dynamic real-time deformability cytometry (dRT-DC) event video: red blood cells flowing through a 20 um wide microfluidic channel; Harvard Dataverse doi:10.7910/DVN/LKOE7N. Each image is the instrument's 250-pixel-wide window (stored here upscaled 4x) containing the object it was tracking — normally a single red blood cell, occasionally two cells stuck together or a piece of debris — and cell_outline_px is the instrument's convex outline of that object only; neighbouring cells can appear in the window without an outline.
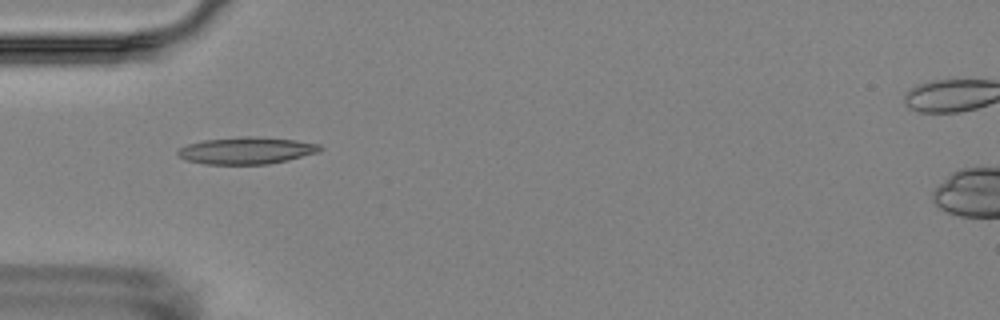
{"species": "Egyptian fruit bat (a non-hibernating species)", "species_latin": "Rousettus aegyptiacus", "temperature_condition": "room temperature", "stored_images_in_passage": 3, "camera_frame_rate_fps": 3000, "um_per_image_px": 0.085, "animal": {"sex": "female"}, "frame": {"image": 1, "passage_image": 2, "time_ms": 1.0, "image_size_px": [1000, 320], "cell_outline_px": [[324, 148], [320, 152], [288, 160], [268, 164], [204, 164], [184, 160], [176, 152], [180, 148], [188, 144], [204, 140], [240, 136], [248, 136], [296, 140], [320, 144]], "centroid_in_image_um": [20.97, 12.8], "position_along_channel_um": 64.0, "area_um2": 22.43}}
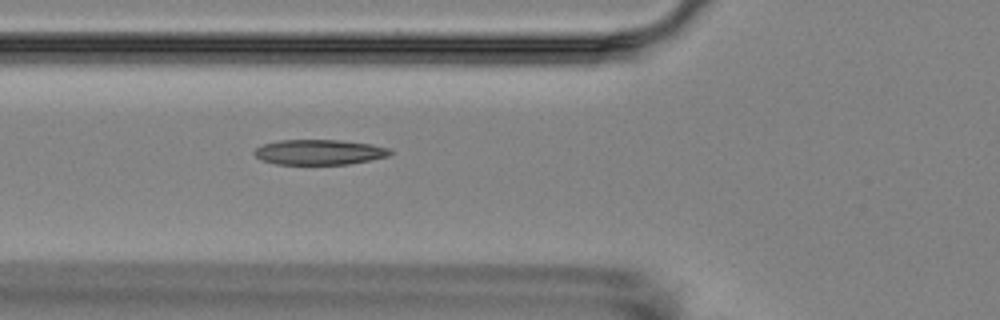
{"frame": {"image": 2, "passage_image": 3, "time_ms": 2.0, "image_size_px": [1000, 320], "cell_outline_px": [[392, 152], [388, 156], [348, 164], [276, 164], [260, 160], [252, 152], [256, 148], [264, 144], [280, 140], [340, 140], [372, 144], [388, 148]], "centroid_in_image_um": [27.1, 12.93], "position_along_channel_um": 98.7, "area_um2": 19.83}}